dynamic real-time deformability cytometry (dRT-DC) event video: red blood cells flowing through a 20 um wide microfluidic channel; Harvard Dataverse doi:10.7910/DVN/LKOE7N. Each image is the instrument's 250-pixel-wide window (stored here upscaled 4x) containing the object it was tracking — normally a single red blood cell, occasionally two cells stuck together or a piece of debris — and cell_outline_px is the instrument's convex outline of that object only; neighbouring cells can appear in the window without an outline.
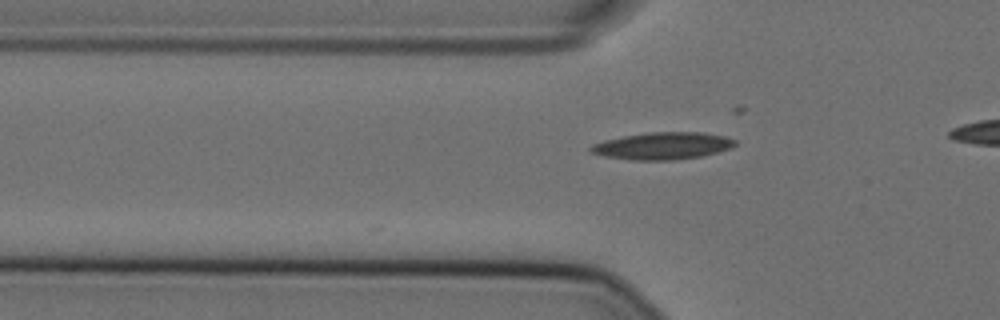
{"species": "Egyptian fruit bat (a non-hibernating species)", "species_latin": "Rousettus aegyptiacus", "temperature_condition": "cold", "stored_images_in_passage": 36, "camera_frame_rate_fps": 3000, "um_per_image_px": 0.085, "animal": {"sex": "female"}, "frame": {"image": 1, "passage_image": 5, "time_ms": 1.333, "image_size_px": [1000, 320], "cell_outline_px": [[736, 144], [732, 148], [700, 156], [672, 160], [628, 160], [604, 156], [592, 152], [588, 148], [592, 144], [604, 140], [624, 136], [648, 132], [704, 132], [724, 136], [736, 140]], "centroid_in_image_um": [56.32, 12.39], "position_along_channel_um": 69.5, "area_um2": 22.83}}
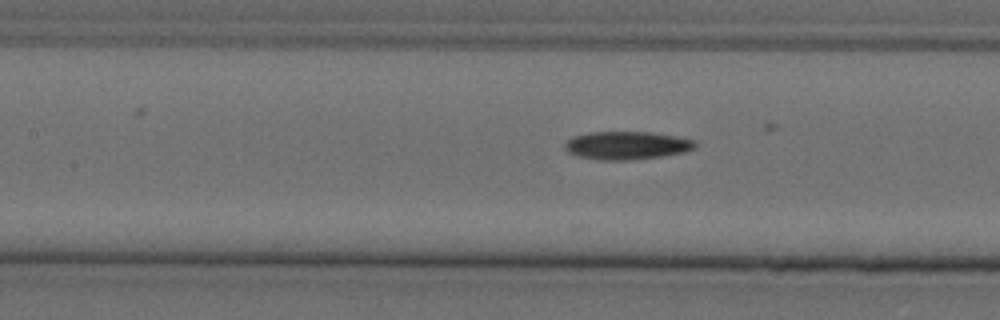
{"frame": {"image": 2, "passage_image": 12, "time_ms": 3.667, "image_size_px": [1000, 320], "cell_outline_px": [[696, 148], [684, 152], [660, 156], [628, 160], [600, 160], [576, 156], [568, 152], [564, 148], [564, 144], [572, 136], [588, 132], [652, 132], [676, 136], [696, 140]], "centroid_in_image_um": [53.26, 12.35], "position_along_channel_um": 154.1, "area_um2": 21.44}}
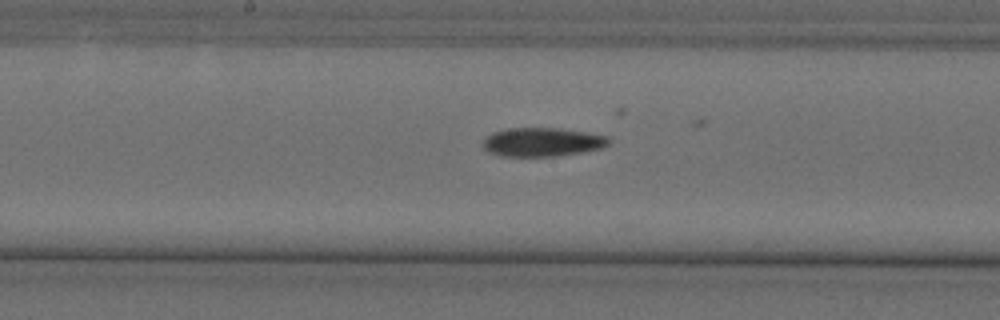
{"frame": {"image": 3, "passage_image": 16, "time_ms": 5.0, "image_size_px": [1000, 320], "cell_outline_px": [[608, 144], [604, 148], [584, 152], [556, 156], [500, 156], [488, 152], [484, 148], [484, 140], [492, 132], [508, 128], [560, 128], [588, 132], [608, 136]], "centroid_in_image_um": [46.12, 12.07], "position_along_channel_um": 202.1, "area_um2": 21.21}, "authors_computed_cell_mechanics": {"area_um2": 21.0681, "velocity_mm_per_s": 3.5981, "shape_relaxation_time_tau1_ms": 10.0812, "shape_relaxation_time_tau2_ms": null, "deformation_change_tau1": 0.2107, "deformation_change_tau2": null}}